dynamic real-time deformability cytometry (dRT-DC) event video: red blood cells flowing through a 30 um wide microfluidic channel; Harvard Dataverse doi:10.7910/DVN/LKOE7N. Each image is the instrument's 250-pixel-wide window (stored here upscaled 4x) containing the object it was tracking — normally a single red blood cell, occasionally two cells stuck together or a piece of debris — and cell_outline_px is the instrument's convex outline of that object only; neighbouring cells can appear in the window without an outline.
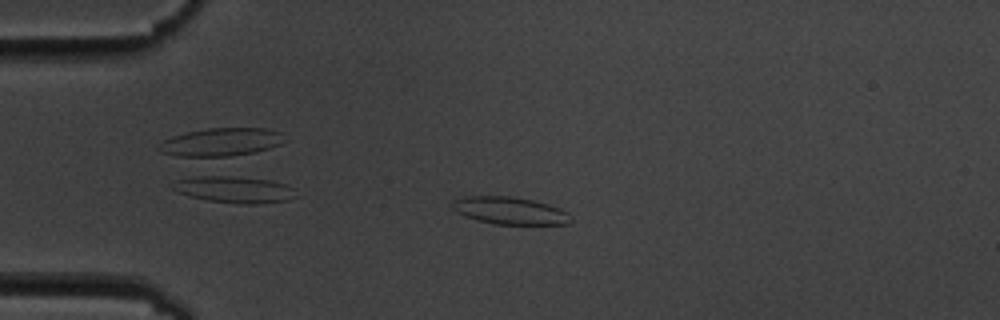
{"species": "common noctule bat (a hibernating species)", "species_latin": "Nyctalus noctula", "temperature_condition": "cold", "stored_images_in_passage": 6, "camera_frame_rate_fps": 3000, "um_per_image_px": 0.085, "animal": {"sex": "male", "body_mass_g": 19.5, "forearm_length_mm": 54.6}, "frame": {"image": 1, "passage_image": 5, "time_ms": 5.667, "image_size_px": [1000, 320], "cell_outline_px": [[572, 220], [568, 224], [496, 224], [476, 220], [456, 212], [452, 208], [452, 200], [464, 196], [512, 196], [532, 200], [548, 204], [560, 208], [568, 212], [572, 216]], "centroid_in_image_um": [43.34, 17.9], "position_along_channel_um": 41.7, "area_um2": 19.02}}